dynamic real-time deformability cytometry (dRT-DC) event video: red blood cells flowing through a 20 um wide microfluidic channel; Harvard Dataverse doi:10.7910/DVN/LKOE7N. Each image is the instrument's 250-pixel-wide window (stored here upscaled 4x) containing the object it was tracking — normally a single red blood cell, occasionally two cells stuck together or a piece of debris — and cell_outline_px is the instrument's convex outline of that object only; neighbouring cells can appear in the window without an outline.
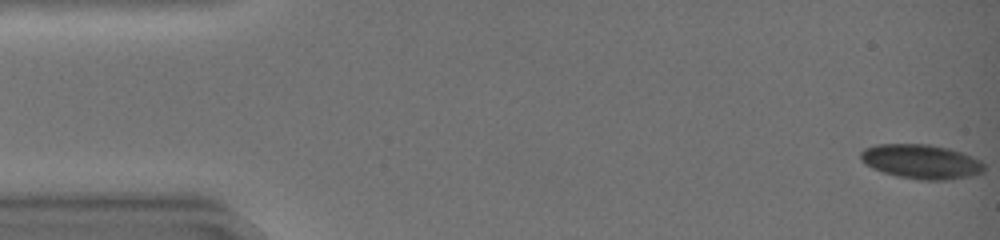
{"species": "common noctule bat (a hibernating species)", "species_latin": "Nyctalus noctula", "temperature_condition": "warm", "stored_images_in_passage": 45, "camera_frame_rate_fps": 3000, "um_per_image_px": 0.085, "animal": {"sex": "female", "body_mass_g": 19.0, "forearm_length_mm": 51.5}, "frame": {"image": 1, "passage_image": 1, "time_ms": 0.0, "image_size_px": [1000, 240], "cell_outline_px": [[984, 172], [972, 176], [944, 180], [920, 180], [896, 176], [872, 168], [864, 164], [860, 160], [860, 152], [864, 148], [876, 144], [928, 144], [948, 148], [964, 152], [980, 160], [984, 164]], "centroid_in_image_um": [78.3, 13.73], "position_along_channel_um": 6.7, "area_um2": 25.03}}
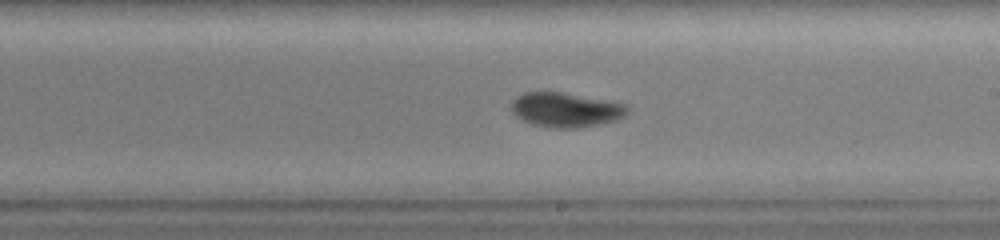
{"frame": {"image": 2, "passage_image": 27, "time_ms": 8.667, "image_size_px": [1000, 240], "cell_outline_px": [[628, 112], [624, 116], [616, 120], [604, 124], [576, 128], [556, 128], [532, 124], [516, 116], [512, 112], [512, 100], [516, 96], [524, 92], [560, 92], [608, 100], [628, 104]], "centroid_in_image_um": [48.12, 9.33], "position_along_channel_um": 240.9, "area_um2": 23.47}}
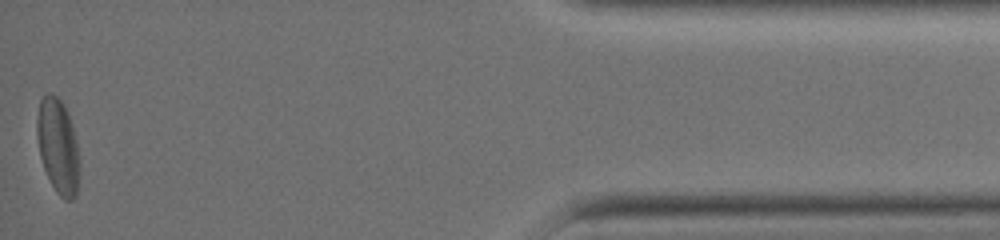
{"frame": {"image": 3, "passage_image": 45, "time_ms": 14.667, "image_size_px": [1000, 240], "cell_outline_px": [[80, 164], [76, 196], [72, 200], [64, 200], [56, 192], [44, 168], [40, 156], [36, 136], [36, 120], [40, 100], [48, 92], [56, 96], [64, 104], [72, 124], [76, 140]], "centroid_in_image_um": [4.92, 12.43], "position_along_channel_um": 430.3, "area_um2": 23.58}, "authors_computed_cell_mechanics": {"area_um2": 23.5824, "velocity_mm_per_s": 4.2932, "shape_relaxation_time_tau1_ms": 5.896, "shape_relaxation_time_tau2_ms": 2.3445, "deformation_change_tau1": 0.1314, "deformation_change_tau2": 0.0542}}